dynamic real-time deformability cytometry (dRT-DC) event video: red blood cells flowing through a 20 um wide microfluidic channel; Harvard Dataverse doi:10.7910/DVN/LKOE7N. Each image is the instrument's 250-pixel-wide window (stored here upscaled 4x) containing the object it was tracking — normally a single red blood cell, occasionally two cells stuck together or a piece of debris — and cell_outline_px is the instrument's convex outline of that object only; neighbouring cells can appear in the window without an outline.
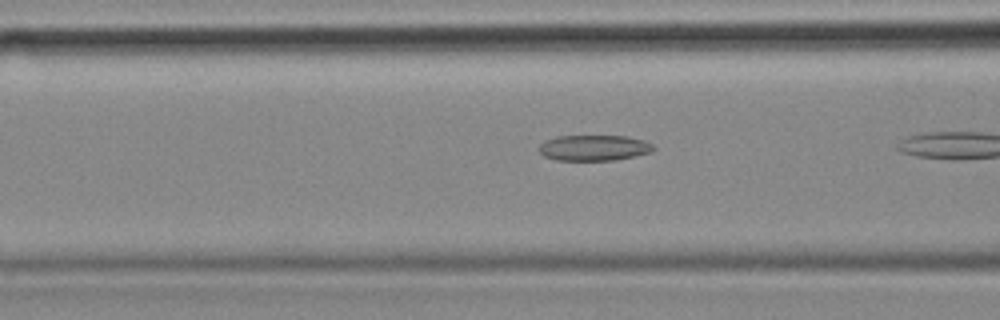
{"species": "common noctule bat (a hibernating species)", "species_latin": "Nyctalus noctula", "temperature_condition": "cold", "stored_images_in_passage": 21, "camera_frame_rate_fps": 3000, "um_per_image_px": 0.085, "animal": {"sex": "female", "body_mass_g": 18.4}, "frame": {"image": 1, "passage_image": 18, "time_ms": 5.667, "image_size_px": [1000, 320], "cell_outline_px": [[656, 148], [652, 152], [636, 156], [616, 160], [556, 160], [544, 156], [536, 148], [544, 140], [556, 136], [628, 136], [644, 140], [652, 144]], "centroid_in_image_um": [50.48, 12.56], "position_along_channel_um": 116.1, "area_um2": 17.4}}